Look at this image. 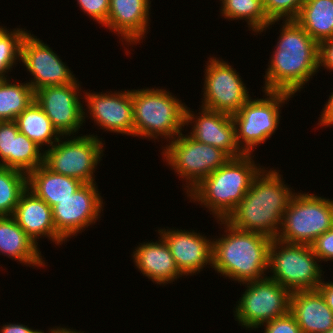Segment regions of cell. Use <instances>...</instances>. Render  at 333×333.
<instances>
[{"label":"cell","mask_w":333,"mask_h":333,"mask_svg":"<svg viewBox=\"0 0 333 333\" xmlns=\"http://www.w3.org/2000/svg\"><path fill=\"white\" fill-rule=\"evenodd\" d=\"M216 223L225 230L219 238L213 237V270L240 285L267 277L269 248L273 239L237 229L225 220H217Z\"/></svg>","instance_id":"obj_3"},{"label":"cell","mask_w":333,"mask_h":333,"mask_svg":"<svg viewBox=\"0 0 333 333\" xmlns=\"http://www.w3.org/2000/svg\"><path fill=\"white\" fill-rule=\"evenodd\" d=\"M134 137L169 142L184 131L186 104L162 87L131 89ZM183 128V129H182Z\"/></svg>","instance_id":"obj_5"},{"label":"cell","mask_w":333,"mask_h":333,"mask_svg":"<svg viewBox=\"0 0 333 333\" xmlns=\"http://www.w3.org/2000/svg\"><path fill=\"white\" fill-rule=\"evenodd\" d=\"M43 330L29 328L28 325L20 323H8L4 324L0 328V333H43Z\"/></svg>","instance_id":"obj_38"},{"label":"cell","mask_w":333,"mask_h":333,"mask_svg":"<svg viewBox=\"0 0 333 333\" xmlns=\"http://www.w3.org/2000/svg\"><path fill=\"white\" fill-rule=\"evenodd\" d=\"M82 88L77 80L72 84L46 86L35 91V102L61 136L76 135L84 126Z\"/></svg>","instance_id":"obj_14"},{"label":"cell","mask_w":333,"mask_h":333,"mask_svg":"<svg viewBox=\"0 0 333 333\" xmlns=\"http://www.w3.org/2000/svg\"><path fill=\"white\" fill-rule=\"evenodd\" d=\"M79 135L61 136L52 147L44 149V165L54 173L95 183L94 173L102 161L105 141L94 133Z\"/></svg>","instance_id":"obj_10"},{"label":"cell","mask_w":333,"mask_h":333,"mask_svg":"<svg viewBox=\"0 0 333 333\" xmlns=\"http://www.w3.org/2000/svg\"><path fill=\"white\" fill-rule=\"evenodd\" d=\"M262 92L265 93L263 98L250 97L232 115L236 143L244 154H254L259 144L266 143L273 136L280 124L281 108L294 97L283 91Z\"/></svg>","instance_id":"obj_6"},{"label":"cell","mask_w":333,"mask_h":333,"mask_svg":"<svg viewBox=\"0 0 333 333\" xmlns=\"http://www.w3.org/2000/svg\"><path fill=\"white\" fill-rule=\"evenodd\" d=\"M97 183H84L73 195L60 200L52 207V218L56 231L66 240L78 236L100 221L104 200ZM84 230V231H83Z\"/></svg>","instance_id":"obj_13"},{"label":"cell","mask_w":333,"mask_h":333,"mask_svg":"<svg viewBox=\"0 0 333 333\" xmlns=\"http://www.w3.org/2000/svg\"><path fill=\"white\" fill-rule=\"evenodd\" d=\"M82 12L91 17L102 27L106 24L109 14V0H77Z\"/></svg>","instance_id":"obj_33"},{"label":"cell","mask_w":333,"mask_h":333,"mask_svg":"<svg viewBox=\"0 0 333 333\" xmlns=\"http://www.w3.org/2000/svg\"><path fill=\"white\" fill-rule=\"evenodd\" d=\"M131 256L138 271L160 286L173 284L172 282L184 276L161 235L155 242L151 240L140 243Z\"/></svg>","instance_id":"obj_22"},{"label":"cell","mask_w":333,"mask_h":333,"mask_svg":"<svg viewBox=\"0 0 333 333\" xmlns=\"http://www.w3.org/2000/svg\"><path fill=\"white\" fill-rule=\"evenodd\" d=\"M280 25L262 90L296 96L319 72V44L295 20H283Z\"/></svg>","instance_id":"obj_1"},{"label":"cell","mask_w":333,"mask_h":333,"mask_svg":"<svg viewBox=\"0 0 333 333\" xmlns=\"http://www.w3.org/2000/svg\"><path fill=\"white\" fill-rule=\"evenodd\" d=\"M27 32L25 27L9 30L5 26H0V76L8 79V73L13 70L18 61L21 63V44Z\"/></svg>","instance_id":"obj_31"},{"label":"cell","mask_w":333,"mask_h":333,"mask_svg":"<svg viewBox=\"0 0 333 333\" xmlns=\"http://www.w3.org/2000/svg\"><path fill=\"white\" fill-rule=\"evenodd\" d=\"M304 0H263V7L271 21L295 20Z\"/></svg>","instance_id":"obj_32"},{"label":"cell","mask_w":333,"mask_h":333,"mask_svg":"<svg viewBox=\"0 0 333 333\" xmlns=\"http://www.w3.org/2000/svg\"><path fill=\"white\" fill-rule=\"evenodd\" d=\"M310 246L321 261L320 264L324 261L333 262V227L316 238Z\"/></svg>","instance_id":"obj_35"},{"label":"cell","mask_w":333,"mask_h":333,"mask_svg":"<svg viewBox=\"0 0 333 333\" xmlns=\"http://www.w3.org/2000/svg\"><path fill=\"white\" fill-rule=\"evenodd\" d=\"M326 333H333V327Z\"/></svg>","instance_id":"obj_43"},{"label":"cell","mask_w":333,"mask_h":333,"mask_svg":"<svg viewBox=\"0 0 333 333\" xmlns=\"http://www.w3.org/2000/svg\"><path fill=\"white\" fill-rule=\"evenodd\" d=\"M254 156L243 154L230 158L187 194L190 202L207 208L215 220H225L242 201L255 176L265 167L257 164Z\"/></svg>","instance_id":"obj_4"},{"label":"cell","mask_w":333,"mask_h":333,"mask_svg":"<svg viewBox=\"0 0 333 333\" xmlns=\"http://www.w3.org/2000/svg\"><path fill=\"white\" fill-rule=\"evenodd\" d=\"M26 189V173L0 166V216H13L19 199Z\"/></svg>","instance_id":"obj_30"},{"label":"cell","mask_w":333,"mask_h":333,"mask_svg":"<svg viewBox=\"0 0 333 333\" xmlns=\"http://www.w3.org/2000/svg\"><path fill=\"white\" fill-rule=\"evenodd\" d=\"M319 70L324 67L329 73L333 71V38L319 44Z\"/></svg>","instance_id":"obj_36"},{"label":"cell","mask_w":333,"mask_h":333,"mask_svg":"<svg viewBox=\"0 0 333 333\" xmlns=\"http://www.w3.org/2000/svg\"><path fill=\"white\" fill-rule=\"evenodd\" d=\"M333 91V90H332ZM324 104L325 107H323V110L321 112V115H319V123H317L320 127L325 126L331 127L333 126V92H330V96Z\"/></svg>","instance_id":"obj_37"},{"label":"cell","mask_w":333,"mask_h":333,"mask_svg":"<svg viewBox=\"0 0 333 333\" xmlns=\"http://www.w3.org/2000/svg\"><path fill=\"white\" fill-rule=\"evenodd\" d=\"M150 8L151 0H109V14L104 28L121 37L122 45L124 42L127 47L140 44L150 29Z\"/></svg>","instance_id":"obj_19"},{"label":"cell","mask_w":333,"mask_h":333,"mask_svg":"<svg viewBox=\"0 0 333 333\" xmlns=\"http://www.w3.org/2000/svg\"><path fill=\"white\" fill-rule=\"evenodd\" d=\"M319 258L310 245L273 239L269 248V278L291 292L317 290L324 279Z\"/></svg>","instance_id":"obj_7"},{"label":"cell","mask_w":333,"mask_h":333,"mask_svg":"<svg viewBox=\"0 0 333 333\" xmlns=\"http://www.w3.org/2000/svg\"><path fill=\"white\" fill-rule=\"evenodd\" d=\"M19 132L38 146L52 147L61 137L35 100L16 118Z\"/></svg>","instance_id":"obj_28"},{"label":"cell","mask_w":333,"mask_h":333,"mask_svg":"<svg viewBox=\"0 0 333 333\" xmlns=\"http://www.w3.org/2000/svg\"><path fill=\"white\" fill-rule=\"evenodd\" d=\"M219 9L221 16L231 20H245L249 31L261 34L272 28L274 24H280V21H271L263 7V0H220ZM277 22V23H276ZM271 25V26H270Z\"/></svg>","instance_id":"obj_27"},{"label":"cell","mask_w":333,"mask_h":333,"mask_svg":"<svg viewBox=\"0 0 333 333\" xmlns=\"http://www.w3.org/2000/svg\"><path fill=\"white\" fill-rule=\"evenodd\" d=\"M326 279H323L322 283L319 285L318 290L321 292V294L324 296L328 307L333 312V282L332 281H325Z\"/></svg>","instance_id":"obj_39"},{"label":"cell","mask_w":333,"mask_h":333,"mask_svg":"<svg viewBox=\"0 0 333 333\" xmlns=\"http://www.w3.org/2000/svg\"><path fill=\"white\" fill-rule=\"evenodd\" d=\"M166 228L155 231L164 238L184 276L196 275L203 271L206 265L208 268V265L212 267L213 238L210 239L196 230Z\"/></svg>","instance_id":"obj_17"},{"label":"cell","mask_w":333,"mask_h":333,"mask_svg":"<svg viewBox=\"0 0 333 333\" xmlns=\"http://www.w3.org/2000/svg\"><path fill=\"white\" fill-rule=\"evenodd\" d=\"M57 333H84V331L73 329V327L70 329L63 326H57Z\"/></svg>","instance_id":"obj_40"},{"label":"cell","mask_w":333,"mask_h":333,"mask_svg":"<svg viewBox=\"0 0 333 333\" xmlns=\"http://www.w3.org/2000/svg\"><path fill=\"white\" fill-rule=\"evenodd\" d=\"M295 21L318 44L333 38V0H304Z\"/></svg>","instance_id":"obj_26"},{"label":"cell","mask_w":333,"mask_h":333,"mask_svg":"<svg viewBox=\"0 0 333 333\" xmlns=\"http://www.w3.org/2000/svg\"><path fill=\"white\" fill-rule=\"evenodd\" d=\"M44 164V150L19 132L15 121H0V166L26 174Z\"/></svg>","instance_id":"obj_20"},{"label":"cell","mask_w":333,"mask_h":333,"mask_svg":"<svg viewBox=\"0 0 333 333\" xmlns=\"http://www.w3.org/2000/svg\"><path fill=\"white\" fill-rule=\"evenodd\" d=\"M260 327H263V333H302L294 316L290 312L268 321Z\"/></svg>","instance_id":"obj_34"},{"label":"cell","mask_w":333,"mask_h":333,"mask_svg":"<svg viewBox=\"0 0 333 333\" xmlns=\"http://www.w3.org/2000/svg\"><path fill=\"white\" fill-rule=\"evenodd\" d=\"M83 99L87 106L83 108L84 124L86 117H89L98 128L105 129L104 131L134 137L133 105L130 89L106 91V93L84 90Z\"/></svg>","instance_id":"obj_16"},{"label":"cell","mask_w":333,"mask_h":333,"mask_svg":"<svg viewBox=\"0 0 333 333\" xmlns=\"http://www.w3.org/2000/svg\"><path fill=\"white\" fill-rule=\"evenodd\" d=\"M245 291L233 309L238 325L256 331L268 321L290 312L292 292L268 276L242 283Z\"/></svg>","instance_id":"obj_11"},{"label":"cell","mask_w":333,"mask_h":333,"mask_svg":"<svg viewBox=\"0 0 333 333\" xmlns=\"http://www.w3.org/2000/svg\"><path fill=\"white\" fill-rule=\"evenodd\" d=\"M47 332L48 333H57V326H54L53 328L50 327ZM47 332H45V333H47Z\"/></svg>","instance_id":"obj_41"},{"label":"cell","mask_w":333,"mask_h":333,"mask_svg":"<svg viewBox=\"0 0 333 333\" xmlns=\"http://www.w3.org/2000/svg\"><path fill=\"white\" fill-rule=\"evenodd\" d=\"M204 70L201 107L235 114L251 97L242 77L228 61L209 57Z\"/></svg>","instance_id":"obj_12"},{"label":"cell","mask_w":333,"mask_h":333,"mask_svg":"<svg viewBox=\"0 0 333 333\" xmlns=\"http://www.w3.org/2000/svg\"><path fill=\"white\" fill-rule=\"evenodd\" d=\"M18 225L13 216H0V255L38 269L45 268L40 248ZM45 266V267H44Z\"/></svg>","instance_id":"obj_24"},{"label":"cell","mask_w":333,"mask_h":333,"mask_svg":"<svg viewBox=\"0 0 333 333\" xmlns=\"http://www.w3.org/2000/svg\"><path fill=\"white\" fill-rule=\"evenodd\" d=\"M6 79L0 87V121H15L34 101L35 92L26 82Z\"/></svg>","instance_id":"obj_29"},{"label":"cell","mask_w":333,"mask_h":333,"mask_svg":"<svg viewBox=\"0 0 333 333\" xmlns=\"http://www.w3.org/2000/svg\"><path fill=\"white\" fill-rule=\"evenodd\" d=\"M279 172L274 168L266 170L263 167L242 201L225 221L237 229L276 239L281 230L284 212L295 195V190L285 184L283 175Z\"/></svg>","instance_id":"obj_2"},{"label":"cell","mask_w":333,"mask_h":333,"mask_svg":"<svg viewBox=\"0 0 333 333\" xmlns=\"http://www.w3.org/2000/svg\"><path fill=\"white\" fill-rule=\"evenodd\" d=\"M6 79H7L6 77L0 76V87L5 82Z\"/></svg>","instance_id":"obj_42"},{"label":"cell","mask_w":333,"mask_h":333,"mask_svg":"<svg viewBox=\"0 0 333 333\" xmlns=\"http://www.w3.org/2000/svg\"><path fill=\"white\" fill-rule=\"evenodd\" d=\"M83 184L77 178L52 172L44 164L27 174V188L51 208Z\"/></svg>","instance_id":"obj_25"},{"label":"cell","mask_w":333,"mask_h":333,"mask_svg":"<svg viewBox=\"0 0 333 333\" xmlns=\"http://www.w3.org/2000/svg\"><path fill=\"white\" fill-rule=\"evenodd\" d=\"M301 192L295 193L284 212L276 239L285 243L311 245L333 227V199Z\"/></svg>","instance_id":"obj_9"},{"label":"cell","mask_w":333,"mask_h":333,"mask_svg":"<svg viewBox=\"0 0 333 333\" xmlns=\"http://www.w3.org/2000/svg\"><path fill=\"white\" fill-rule=\"evenodd\" d=\"M290 313L302 333H326L333 327V312L318 289L292 292Z\"/></svg>","instance_id":"obj_23"},{"label":"cell","mask_w":333,"mask_h":333,"mask_svg":"<svg viewBox=\"0 0 333 333\" xmlns=\"http://www.w3.org/2000/svg\"><path fill=\"white\" fill-rule=\"evenodd\" d=\"M20 62L32 76L25 82L34 92L42 87L68 85L78 80L52 47L30 31L22 40Z\"/></svg>","instance_id":"obj_15"},{"label":"cell","mask_w":333,"mask_h":333,"mask_svg":"<svg viewBox=\"0 0 333 333\" xmlns=\"http://www.w3.org/2000/svg\"><path fill=\"white\" fill-rule=\"evenodd\" d=\"M199 111L196 113L186 106L184 125L192 126L188 135L198 142L221 149L230 158L242 156L244 153L236 143L235 123L232 115L201 106Z\"/></svg>","instance_id":"obj_18"},{"label":"cell","mask_w":333,"mask_h":333,"mask_svg":"<svg viewBox=\"0 0 333 333\" xmlns=\"http://www.w3.org/2000/svg\"><path fill=\"white\" fill-rule=\"evenodd\" d=\"M163 161L185 181L187 195L212 172L223 166L230 157L221 149L198 142L183 132L161 148Z\"/></svg>","instance_id":"obj_8"},{"label":"cell","mask_w":333,"mask_h":333,"mask_svg":"<svg viewBox=\"0 0 333 333\" xmlns=\"http://www.w3.org/2000/svg\"><path fill=\"white\" fill-rule=\"evenodd\" d=\"M13 217L37 244L42 237L60 246L67 242L55 229L52 208L28 188L22 193Z\"/></svg>","instance_id":"obj_21"}]
</instances>
